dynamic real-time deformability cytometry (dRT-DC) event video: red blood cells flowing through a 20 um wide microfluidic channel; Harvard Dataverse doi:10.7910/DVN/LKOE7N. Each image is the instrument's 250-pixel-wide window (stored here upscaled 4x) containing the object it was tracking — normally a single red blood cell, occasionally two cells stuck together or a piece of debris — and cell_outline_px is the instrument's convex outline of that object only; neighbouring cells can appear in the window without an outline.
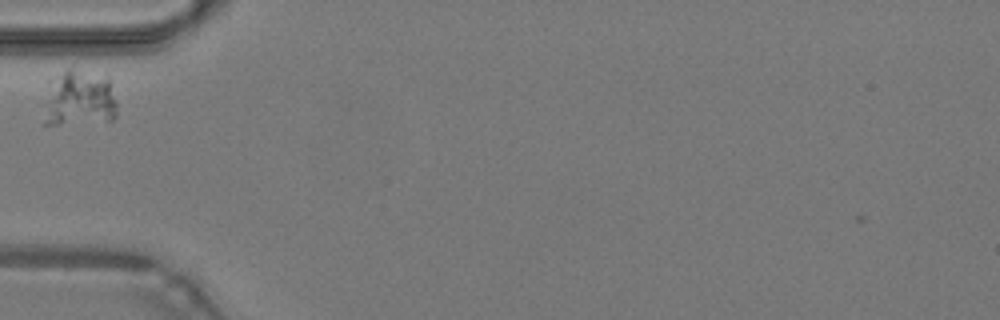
{"species": "common noctule bat (a hibernating species)", "species_latin": "Nyctalus noctula", "temperature_condition": "warm", "stored_images_in_passage": 25, "camera_frame_rate_fps": 3000, "um_per_image_px": 0.085, "animal": {"sex": "male", "body_mass_g": 19.2, "forearm_length_mm": 51.8}, "frame": {"image": 1, "passage_image": 1, "time_ms": 0.0, "image_size_px": [1000, 320], "cell_outline_px": [[116, 116], [112, 120], [60, 124], [44, 124], [44, 120], [48, 80], [72, 64], [108, 76], [112, 80], [116, 100]], "centroid_in_image_um": [6.76, 8.26], "position_along_channel_um": 78.2, "area_um2": 25.14}}
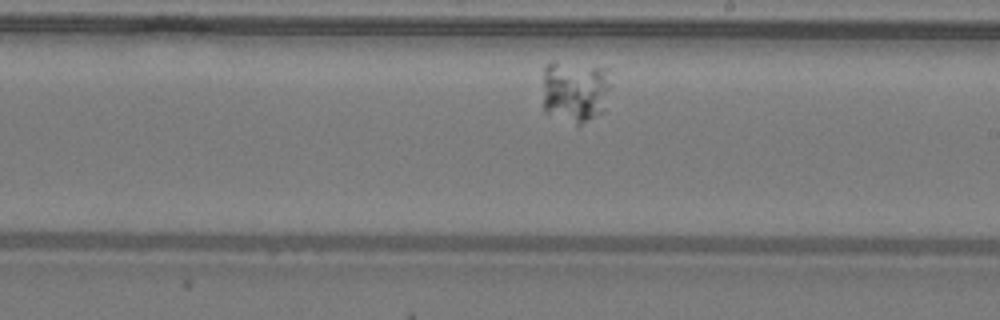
{"frame": {"image": 2, "passage_image": 14, "time_ms": 4.333, "image_size_px": [1000, 320], "cell_outline_px": [[612, 84], [604, 112], [580, 128], [576, 128], [544, 112], [544, 68], [552, 60], [608, 68]], "centroid_in_image_um": [48.93, 7.81], "position_along_channel_um": 240.1, "area_um2": 26.13}}
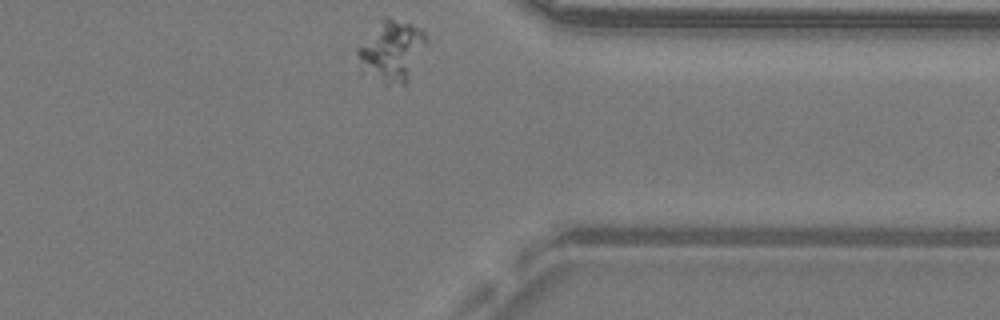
{"frame": {"image": 3, "passage_image": 25, "time_ms": 8.0, "image_size_px": [1000, 320], "cell_outline_px": [[428, 40], [408, 84], [384, 84], [360, 76], [356, 52], [380, 16], [388, 16], [412, 24], [420, 28], [424, 32]], "centroid_in_image_um": [33.24, 4.37], "position_along_channel_um": 378.2, "area_um2": 25.55}}